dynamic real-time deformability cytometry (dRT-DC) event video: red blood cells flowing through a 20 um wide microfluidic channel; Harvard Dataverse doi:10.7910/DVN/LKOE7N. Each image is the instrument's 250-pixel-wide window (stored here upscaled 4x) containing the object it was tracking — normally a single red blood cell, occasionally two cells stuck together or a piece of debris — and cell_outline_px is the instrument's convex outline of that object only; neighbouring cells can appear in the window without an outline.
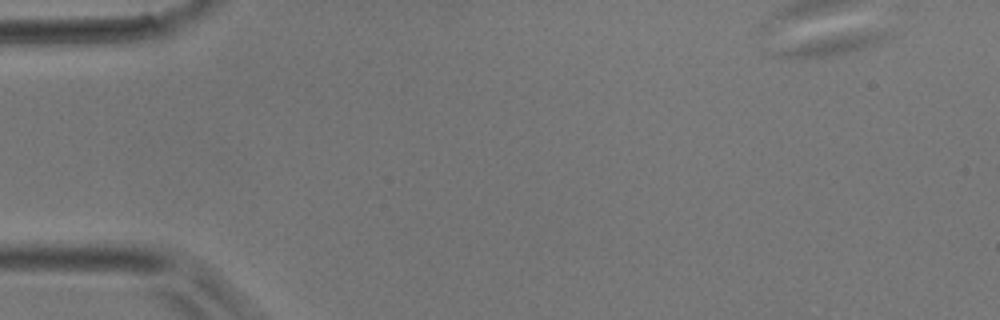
{"species": "common noctule bat (a hibernating species)", "species_latin": "Nyctalus noctula", "temperature_condition": "room temperature", "stored_images_in_passage": 5, "camera_frame_rate_fps": 3000, "um_per_image_px": 0.085, "animal": {"sex": "male", "body_mass_g": 17.9}, "frame": {"image": 1, "passage_image": 1, "time_ms": 0.0, "image_size_px": [1000, 320], "cell_outline_px": [[888, 36], [884, 40], [868, 48], [848, 52], [820, 56], [772, 56], [768, 52], [816, 40], [836, 36], [864, 32], [884, 32]], "centroid_in_image_um": [70.81, 3.83], "position_along_channel_um": 14.2, "area_um2": 11.39}}
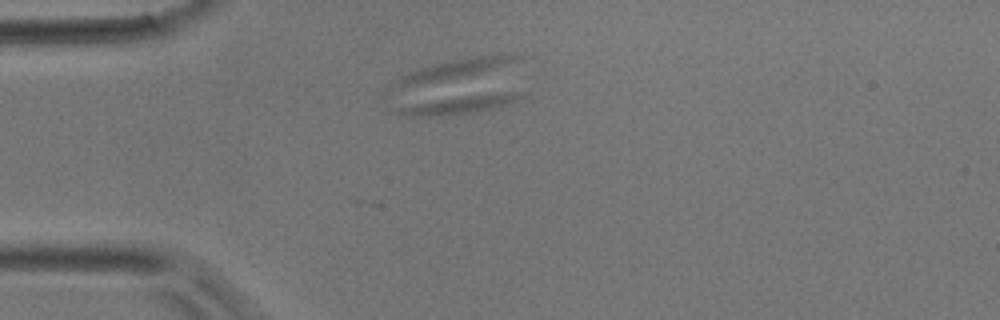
{"frame": {"image": 2, "passage_image": 3, "time_ms": 0.667, "image_size_px": [1000, 320], "cell_outline_px": [[528, 96], [512, 104], [472, 112], [444, 116], [412, 116], [392, 112], [388, 108], [440, 100], [504, 92], [524, 92]], "centroid_in_image_um": [39.1, 8.91], "position_along_channel_um": 45.9, "area_um2": 12.83}}